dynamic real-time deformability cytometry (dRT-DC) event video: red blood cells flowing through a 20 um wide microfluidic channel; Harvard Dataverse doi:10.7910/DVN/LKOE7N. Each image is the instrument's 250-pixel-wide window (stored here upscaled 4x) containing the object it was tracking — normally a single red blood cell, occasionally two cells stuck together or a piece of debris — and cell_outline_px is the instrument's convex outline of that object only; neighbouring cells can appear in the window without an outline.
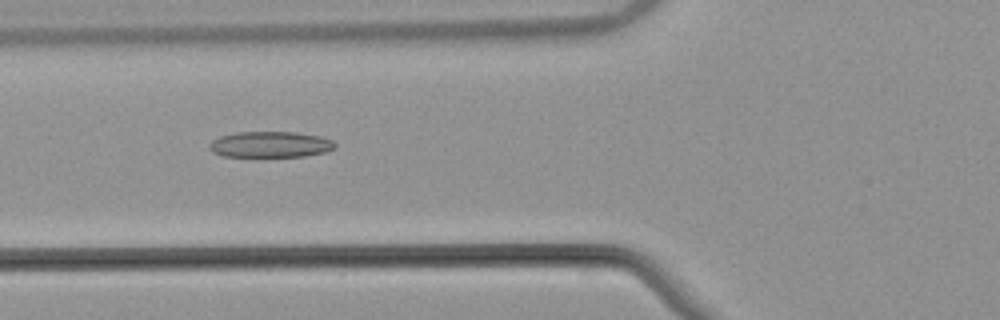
{"species": "common noctule bat (a hibernating species)", "species_latin": "Nyctalus noctula", "temperature_condition": "warm", "stored_images_in_passage": 54, "camera_frame_rate_fps": 3000, "um_per_image_px": 0.085, "animal": {"sex": "male", "body_mass_g": 21.5, "forearm_length_mm": 52.0}, "frame": {"image": 1, "passage_image": 21, "time_ms": 6.667, "image_size_px": [1000, 320], "cell_outline_px": [[336, 148], [328, 152], [304, 156], [224, 156], [212, 152], [208, 148], [208, 144], [212, 140], [220, 136], [236, 132], [296, 132], [320, 136], [332, 140], [336, 144]], "centroid_in_image_um": [22.99, 12.27], "position_along_channel_um": 102.8, "area_um2": 19.13}}
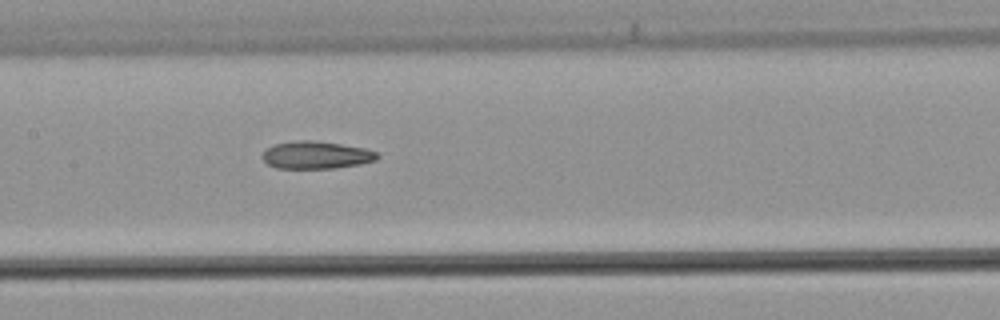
{"frame": {"image": 2, "passage_image": 27, "time_ms": 8.667, "image_size_px": [1000, 320], "cell_outline_px": [[380, 156], [376, 160], [360, 164], [336, 168], [276, 168], [268, 164], [260, 156], [268, 148], [276, 144], [292, 140], [312, 140], [340, 144], [364, 148], [376, 152]], "centroid_in_image_um": [26.87, 13.18], "position_along_channel_um": 180.5, "area_um2": 18.38}}
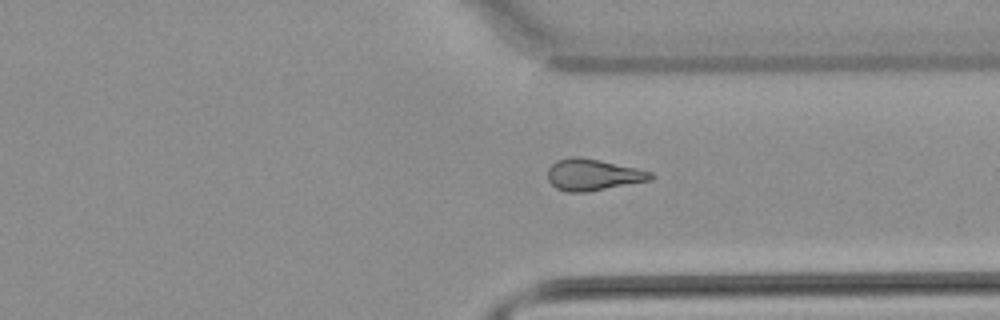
{"frame": {"image": 3, "passage_image": 41, "time_ms": 13.333, "image_size_px": [1000, 320], "cell_outline_px": [[652, 176], [648, 180], [588, 192], [568, 192], [556, 188], [548, 180], [548, 168], [556, 160], [572, 156], [580, 156], [600, 160], [636, 168], [652, 172]], "centroid_in_image_um": [50.34, 14.84], "position_along_channel_um": 361.1, "area_um2": 18.73}, "authors_computed_cell_mechanics": {"area_um2": 19.2763, "velocity_mm_per_s": 3.8675, "shape_relaxation_time_tau1_ms": null, "shape_relaxation_time_tau2_ms": 6.6181, "deformation_change_tau1": null, "deformation_change_tau2": 0.1854}}